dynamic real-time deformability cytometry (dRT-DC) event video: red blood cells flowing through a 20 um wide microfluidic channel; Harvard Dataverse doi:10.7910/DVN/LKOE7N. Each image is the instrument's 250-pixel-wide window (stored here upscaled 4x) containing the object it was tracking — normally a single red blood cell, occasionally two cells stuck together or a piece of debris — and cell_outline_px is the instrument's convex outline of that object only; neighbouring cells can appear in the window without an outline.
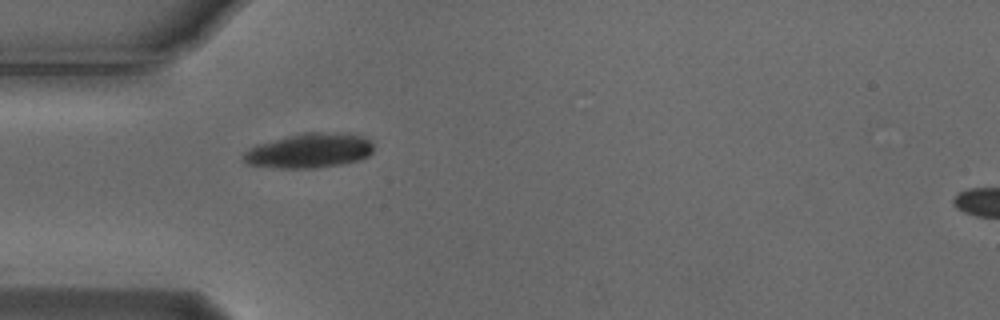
{"species": "Egyptian fruit bat (a non-hibernating species)", "species_latin": "Rousettus aegyptiacus", "temperature_condition": "cold", "stored_images_in_passage": 36, "camera_frame_rate_fps": 3000, "um_per_image_px": 0.085, "animal": {"sex": "male"}, "frame": {"image": 1, "passage_image": 1, "time_ms": 0.0, "image_size_px": [1000, 320], "cell_outline_px": [[372, 152], [368, 156], [360, 160], [340, 164], [316, 168], [272, 168], [248, 164], [244, 160], [244, 152], [256, 144], [304, 132], [352, 132], [364, 136], [372, 140]], "centroid_in_image_um": [26.34, 12.79], "position_along_channel_um": 58.7, "area_um2": 26.59}}
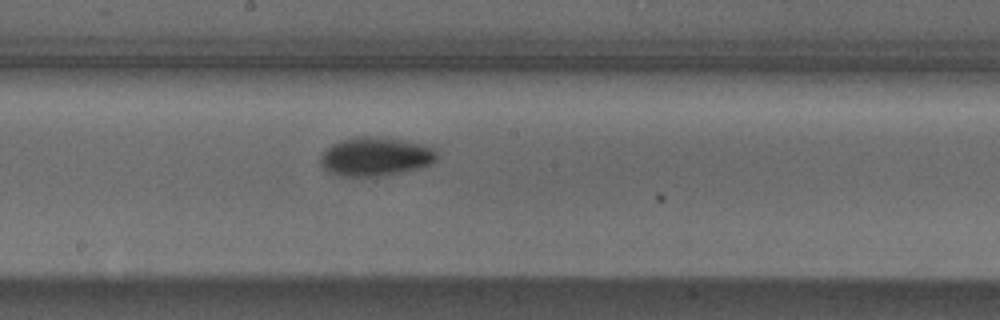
{"frame": {"image": 2, "passage_image": 14, "time_ms": 4.333, "image_size_px": [1000, 320], "cell_outline_px": [[436, 160], [428, 164], [416, 168], [396, 172], [372, 176], [340, 176], [328, 172], [320, 164], [320, 156], [332, 144], [340, 140], [352, 136], [384, 136], [424, 144], [436, 148]], "centroid_in_image_um": [31.88, 13.27], "position_along_channel_um": 216.3, "area_um2": 26.24}}
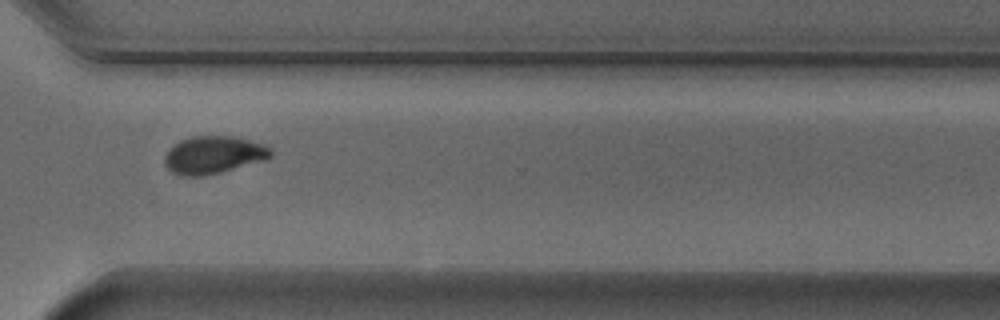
{"frame": {"image": 3, "passage_image": 25, "time_ms": 8.0, "image_size_px": [1000, 320], "cell_outline_px": [[272, 156], [264, 160], [220, 172], [204, 176], [184, 176], [172, 172], [164, 164], [164, 156], [168, 148], [172, 144], [180, 140], [192, 136], [232, 136], [264, 144], [272, 152]], "centroid_in_image_um": [18.09, 13.16], "position_along_channel_um": 352.5, "area_um2": 23.24}, "authors_computed_cell_mechanics": {"area_um2": 24.3916, "velocity_mm_per_s": 3.7154, "shape_relaxation_time_tau1_ms": 2.7947, "shape_relaxation_time_tau2_ms": 5.8968, "deformation_change_tau1": 0.1066, "deformation_change_tau2": 0.0797}}